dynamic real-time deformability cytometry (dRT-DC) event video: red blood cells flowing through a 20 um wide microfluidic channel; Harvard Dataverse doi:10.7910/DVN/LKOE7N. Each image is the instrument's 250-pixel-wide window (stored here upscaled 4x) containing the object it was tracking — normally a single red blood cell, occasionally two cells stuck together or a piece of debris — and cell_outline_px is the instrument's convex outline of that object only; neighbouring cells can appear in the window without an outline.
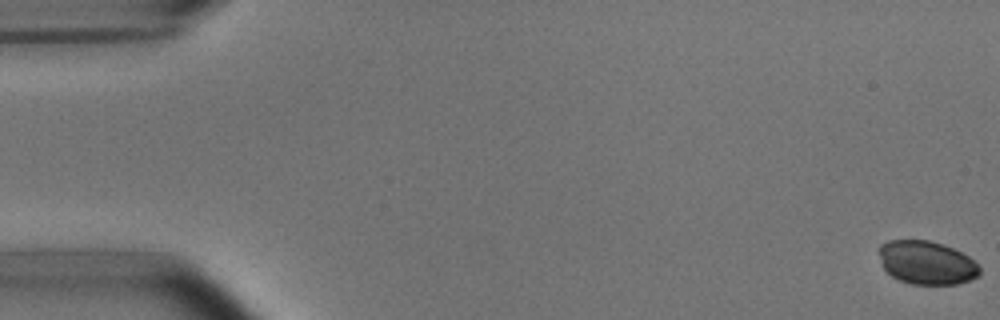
{"species": "common noctule bat (a hibernating species)", "species_latin": "Nyctalus noctula", "temperature_condition": "room temperature", "stored_images_in_passage": 54, "camera_frame_rate_fps": 3000, "um_per_image_px": 0.085, "animal": {"sex": "male", "body_mass_g": 15.6}, "frame": {"image": 1, "passage_image": 1, "time_ms": 0.0, "image_size_px": [1000, 320], "cell_outline_px": [[980, 276], [960, 284], [912, 284], [900, 280], [892, 276], [884, 268], [880, 256], [880, 244], [888, 240], [928, 240], [952, 248], [968, 256], [980, 268]], "centroid_in_image_um": [78.78, 22.33], "position_along_channel_um": 6.2, "area_um2": 25.26}}
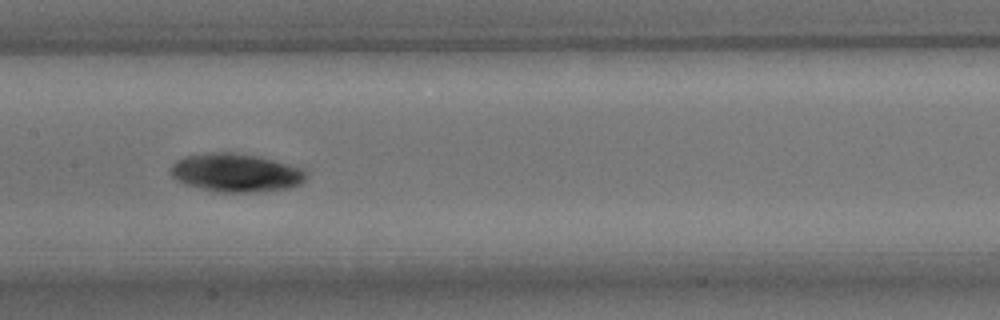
{"frame": {"image": 2, "passage_image": 27, "time_ms": 8.667, "image_size_px": [1000, 320], "cell_outline_px": [[308, 176], [300, 184], [288, 188], [264, 192], [212, 192], [184, 184], [176, 180], [168, 172], [172, 164], [176, 160], [184, 156], [212, 152], [236, 152], [260, 156], [304, 168]], "centroid_in_image_um": [20.04, 14.68], "position_along_channel_um": 187.4, "area_um2": 30.98}}
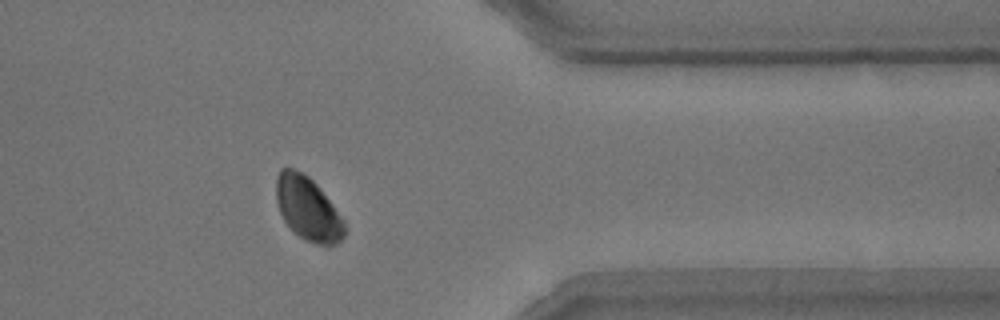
{"frame": {"image": 3, "passage_image": 44, "time_ms": 14.333, "image_size_px": [1000, 320], "cell_outline_px": [[344, 236], [336, 244], [328, 248], [304, 240], [284, 220], [280, 212], [276, 200], [276, 176], [280, 168], [292, 168], [308, 176], [320, 188], [344, 220]], "centroid_in_image_um": [26.17, 17.75], "position_along_channel_um": 385.2, "area_um2": 25.26}}